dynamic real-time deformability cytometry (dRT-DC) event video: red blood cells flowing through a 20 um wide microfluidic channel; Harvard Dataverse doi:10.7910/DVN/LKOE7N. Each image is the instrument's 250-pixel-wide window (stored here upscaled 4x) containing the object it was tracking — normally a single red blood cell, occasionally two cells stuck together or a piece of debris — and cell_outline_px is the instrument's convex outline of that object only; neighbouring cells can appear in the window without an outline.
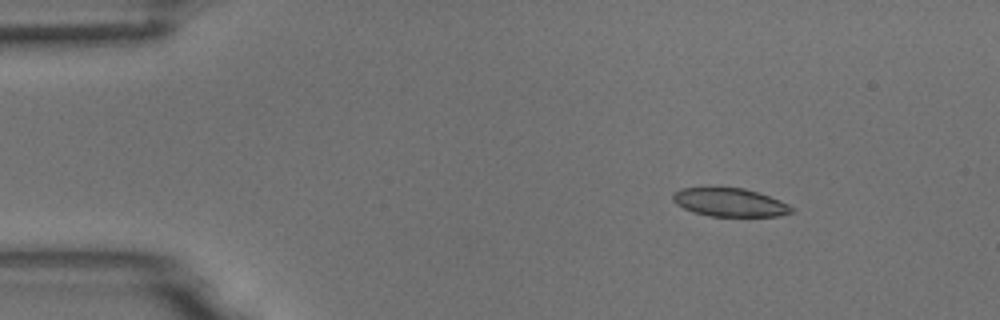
{"species": "common noctule bat (a hibernating species)", "species_latin": "Nyctalus noctula", "temperature_condition": "room temperature", "stored_images_in_passage": 7, "camera_frame_rate_fps": 3000, "um_per_image_px": 0.085, "animal": {"sex": "male", "body_mass_g": 18.8}, "frame": {"image": 1, "passage_image": 3, "time_ms": 0.667, "image_size_px": [1000, 320], "cell_outline_px": [[792, 212], [780, 216], [708, 216], [692, 212], [676, 204], [672, 200], [672, 192], [680, 188], [744, 188], [780, 200], [788, 204], [792, 208]], "centroid_in_image_um": [61.98, 17.21], "position_along_channel_um": 23.0, "area_um2": 19.54}}
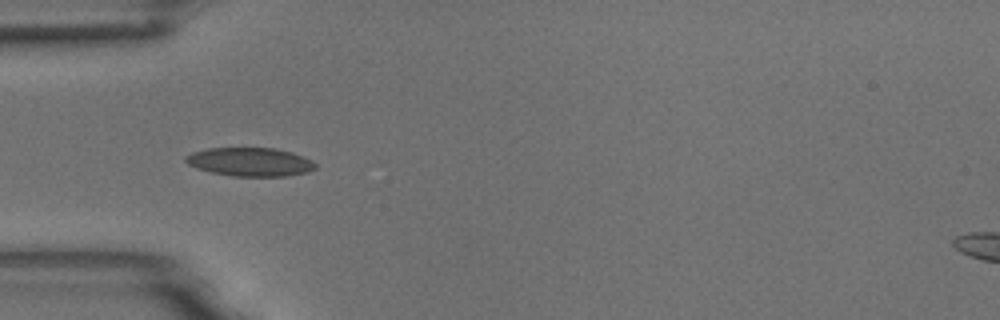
{"frame": {"image": 2, "passage_image": 6, "time_ms": 1.667, "image_size_px": [1000, 320], "cell_outline_px": [[316, 168], [308, 172], [288, 176], [232, 176], [212, 172], [196, 168], [188, 164], [184, 160], [184, 156], [192, 152], [208, 148], [276, 148], [292, 152], [304, 156], [312, 160], [316, 164]], "centroid_in_image_um": [21.27, 13.76], "position_along_channel_um": 63.7, "area_um2": 21.79}}